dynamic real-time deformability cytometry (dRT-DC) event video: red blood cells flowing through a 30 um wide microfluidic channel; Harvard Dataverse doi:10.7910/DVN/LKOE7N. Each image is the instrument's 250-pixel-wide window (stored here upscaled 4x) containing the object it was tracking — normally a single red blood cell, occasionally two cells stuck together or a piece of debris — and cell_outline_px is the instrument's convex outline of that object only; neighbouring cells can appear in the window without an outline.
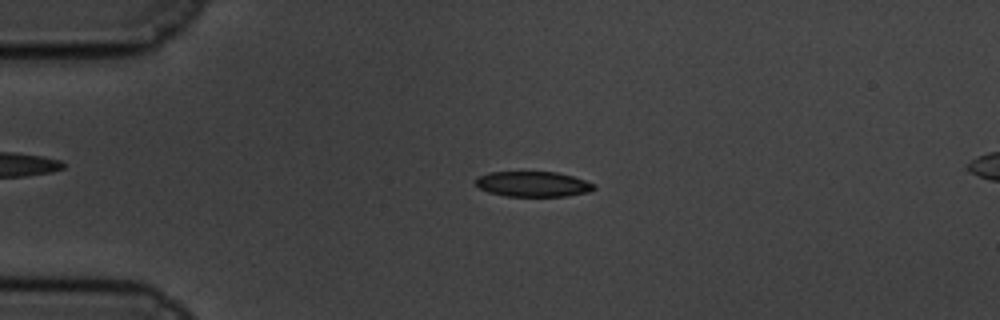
{"species": "common noctule bat (a hibernating species)", "species_latin": "Nyctalus noctula", "temperature_condition": "cold", "stored_images_in_passage": 51, "camera_frame_rate_fps": 3000, "um_per_image_px": 0.085, "animal": {"sex": "male", "body_mass_g": 19.5, "forearm_length_mm": 54.6}, "frame": {"image": 1, "passage_image": 6, "time_ms": 1.667, "image_size_px": [1000, 320], "cell_outline_px": [[596, 188], [588, 192], [568, 196], [504, 196], [488, 192], [480, 188], [476, 184], [476, 176], [488, 172], [556, 172], [572, 176], [596, 184]], "centroid_in_image_um": [45.3, 15.65], "position_along_channel_um": 39.7, "area_um2": 17.51}}
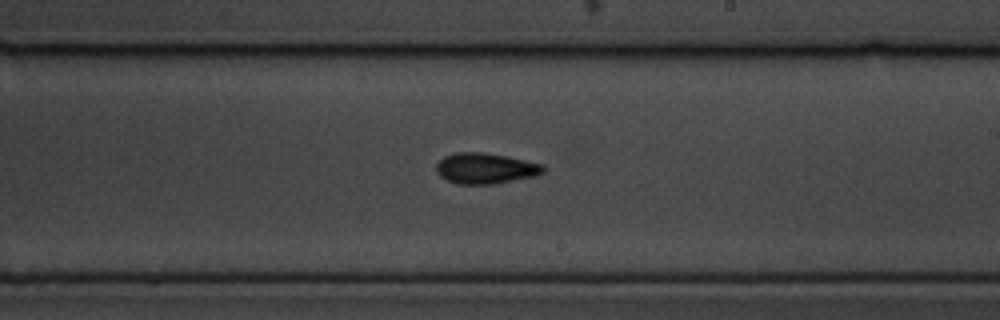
{"frame": {"image": 2, "passage_image": 27, "time_ms": 8.667, "image_size_px": [1000, 320], "cell_outline_px": [[544, 172], [536, 176], [492, 184], [456, 184], [440, 176], [436, 172], [436, 164], [444, 156], [456, 152], [480, 152], [504, 156], [544, 164]], "centroid_in_image_um": [41.25, 14.31], "position_along_channel_um": 247.8, "area_um2": 19.07}}
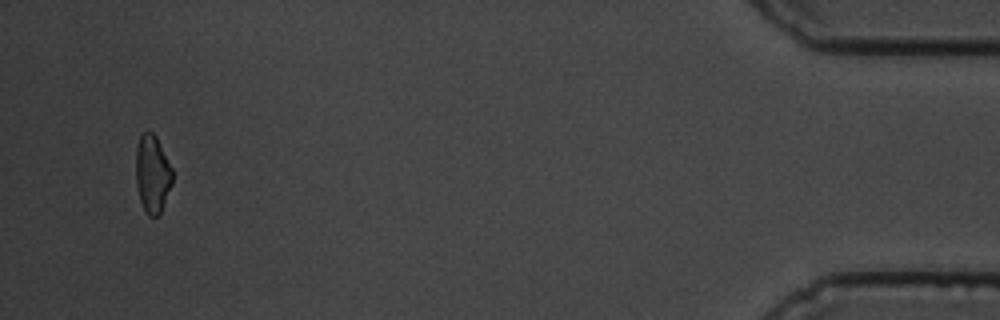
{"frame": {"image": 3, "passage_image": 49, "time_ms": 16.0, "image_size_px": [1000, 320], "cell_outline_px": [[172, 184], [160, 212], [156, 216], [148, 216], [140, 200], [136, 184], [136, 148], [140, 136], [144, 132], [152, 132], [156, 136], [172, 168]], "centroid_in_image_um": [12.95, 14.77], "position_along_channel_um": 422.3, "area_um2": 16.36}, "authors_computed_cell_mechanics": {"area_um2": 18.0914, "velocity_mm_per_s": 3.4039, "shape_relaxation_time_tau1_ms": 3.4814, "shape_relaxation_time_tau2_ms": 3.892, "deformation_change_tau1": 0.1237, "deformation_change_tau2": 0.1065}}